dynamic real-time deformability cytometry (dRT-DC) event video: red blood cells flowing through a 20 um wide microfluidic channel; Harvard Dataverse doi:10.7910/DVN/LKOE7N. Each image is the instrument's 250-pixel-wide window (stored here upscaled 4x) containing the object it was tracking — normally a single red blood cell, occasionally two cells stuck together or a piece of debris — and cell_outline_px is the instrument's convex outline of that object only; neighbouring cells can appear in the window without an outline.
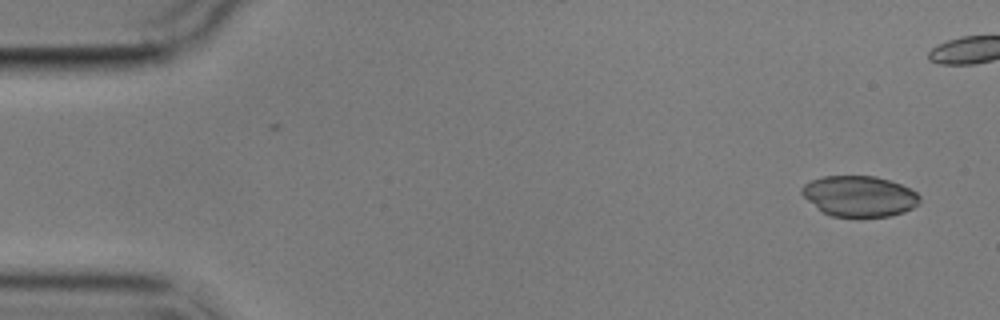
{"species": "common noctule bat (a hibernating species)", "species_latin": "Nyctalus noctula", "temperature_condition": "cold", "stored_images_in_passage": 2, "camera_frame_rate_fps": 3000, "um_per_image_px": 0.085, "animal": {"sex": "male", "body_mass_g": 17.9}, "frame": {"image": 1, "passage_image": 2, "time_ms": 1.0, "image_size_px": [1000, 320], "cell_outline_px": [[920, 200], [912, 208], [904, 212], [888, 216], [860, 220], [832, 216], [824, 212], [808, 200], [800, 192], [800, 188], [804, 184], [812, 180], [824, 176], [876, 176], [900, 184], [916, 192], [920, 196]], "centroid_in_image_um": [73.04, 16.71], "position_along_channel_um": 12.0, "area_um2": 28.38}}